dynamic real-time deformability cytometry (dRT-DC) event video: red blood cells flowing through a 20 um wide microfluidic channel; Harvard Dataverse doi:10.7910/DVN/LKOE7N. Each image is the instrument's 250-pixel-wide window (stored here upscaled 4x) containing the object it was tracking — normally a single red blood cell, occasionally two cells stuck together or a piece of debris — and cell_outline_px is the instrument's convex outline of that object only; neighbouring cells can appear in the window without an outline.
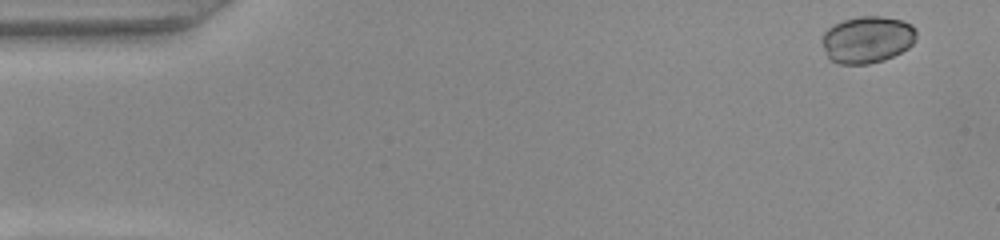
{"species": "common noctule bat (a hibernating species)", "species_latin": "Nyctalus noctula", "temperature_condition": "warm", "stored_images_in_passage": 50, "camera_frame_rate_fps": 3000, "um_per_image_px": 0.085, "animal": {"sex": "female", "body_mass_g": 22.0, "forearm_length_mm": 56.7}, "frame": {"image": 1, "passage_image": 2, "time_ms": 0.333, "image_size_px": [1000, 240], "cell_outline_px": [[916, 40], [908, 48], [884, 60], [868, 64], [836, 64], [828, 56], [820, 40], [824, 32], [828, 28], [844, 20], [860, 16], [880, 16], [904, 20], [912, 24], [916, 28]], "centroid_in_image_um": [73.73, 3.36], "position_along_channel_um": 11.3, "area_um2": 25.89}}
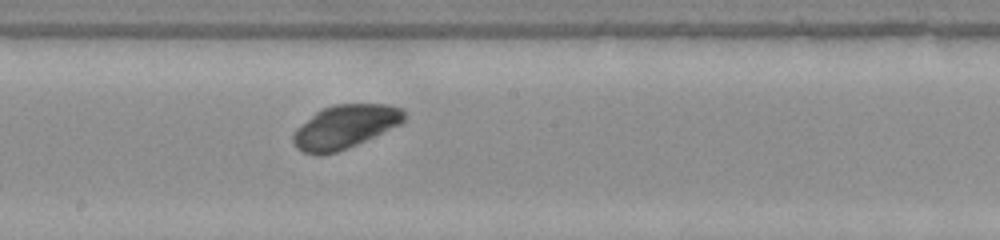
{"frame": {"image": 2, "passage_image": 27, "time_ms": 8.667, "image_size_px": [1000, 240], "cell_outline_px": [[404, 120], [400, 124], [348, 148], [336, 152], [320, 156], [316, 156], [304, 152], [296, 148], [292, 140], [292, 136], [296, 128], [320, 108], [332, 104], [388, 104], [404, 108]], "centroid_in_image_um": [29.29, 10.77], "position_along_channel_um": 218.9, "area_um2": 28.32}}
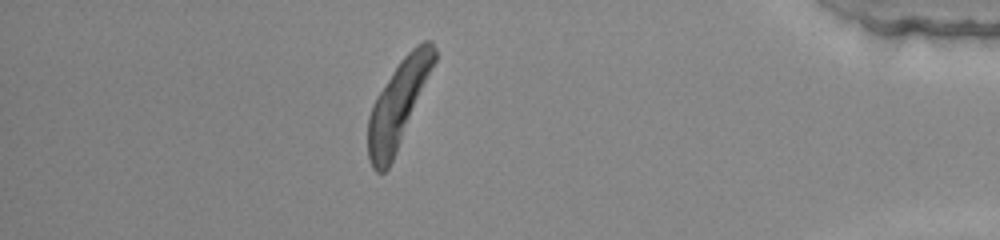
{"frame": {"image": 3, "passage_image": 44, "time_ms": 14.333, "image_size_px": [1000, 240], "cell_outline_px": [[436, 60], [396, 152], [388, 168], [384, 172], [376, 172], [372, 168], [368, 160], [368, 116], [372, 104], [376, 96], [400, 60], [416, 44], [424, 40], [432, 40], [436, 48]], "centroid_in_image_um": [33.83, 8.83], "position_along_channel_um": 401.4, "area_um2": 32.77}, "authors_computed_cell_mechanics": {"area_um2": 28.322, "velocity_mm_per_s": 3.9963, "shape_relaxation_time_tau1_ms": 0.8608, "shape_relaxation_time_tau2_ms": null, "deformation_change_tau1": 0.0495, "deformation_change_tau2": null}}